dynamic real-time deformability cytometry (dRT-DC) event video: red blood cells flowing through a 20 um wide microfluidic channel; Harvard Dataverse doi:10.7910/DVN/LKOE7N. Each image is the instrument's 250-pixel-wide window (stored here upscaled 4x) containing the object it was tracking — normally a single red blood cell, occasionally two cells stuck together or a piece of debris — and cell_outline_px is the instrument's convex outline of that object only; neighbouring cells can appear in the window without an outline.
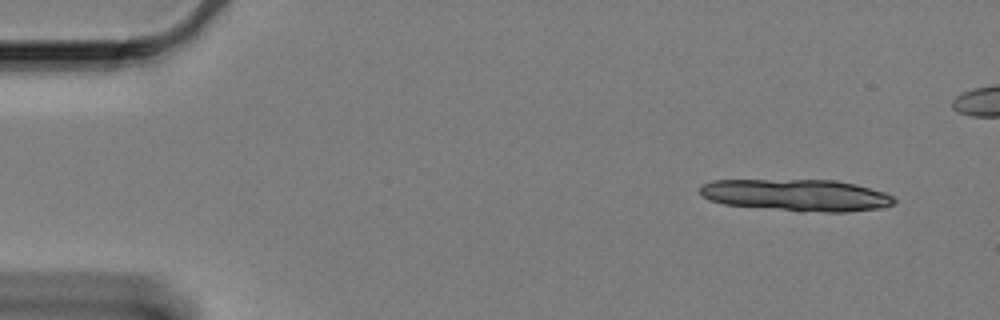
{"species": "Egyptian fruit bat (a non-hibernating species)", "species_latin": "Rousettus aegyptiacus", "temperature_condition": "cold", "stored_images_in_passage": 12, "camera_frame_rate_fps": 3000, "um_per_image_px": 0.085, "animal": {"sex": "female"}, "frame": {"image": 1, "passage_image": 1, "time_ms": 0.0, "image_size_px": [1000, 320], "cell_outline_px": [[896, 200], [892, 204], [884, 208], [848, 212], [800, 212], [724, 204], [708, 200], [700, 192], [700, 188], [704, 184], [712, 180], [836, 180], [856, 184], [884, 192], [892, 196]], "centroid_in_image_um": [67.74, 16.6], "position_along_channel_um": 17.3, "area_um2": 36.36}}